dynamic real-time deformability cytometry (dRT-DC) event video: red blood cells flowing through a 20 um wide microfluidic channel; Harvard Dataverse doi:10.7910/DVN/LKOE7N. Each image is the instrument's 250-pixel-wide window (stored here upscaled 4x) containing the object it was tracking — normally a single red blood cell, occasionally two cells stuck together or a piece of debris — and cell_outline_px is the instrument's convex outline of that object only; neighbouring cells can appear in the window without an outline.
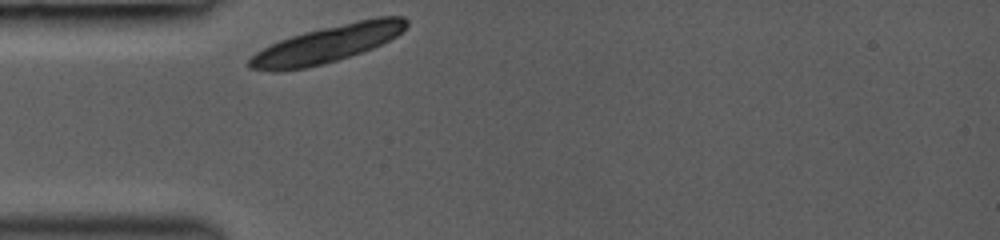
{"species": "common noctule bat (a hibernating species)", "species_latin": "Nyctalus noctula", "temperature_condition": "room temperature", "stored_images_in_passage": 41, "camera_frame_rate_fps": 3000, "um_per_image_px": 0.085, "animal": {"sex": "female", "body_mass_g": 19.0, "forearm_length_mm": 53.3}, "frame": {"image": 1, "passage_image": 1, "time_ms": 0.0, "image_size_px": [1000, 240], "cell_outline_px": [[408, 24], [396, 36], [372, 48], [324, 64], [304, 68], [280, 72], [272, 72], [248, 68], [248, 60], [256, 52], [280, 40], [304, 32], [320, 28], [376, 16], [404, 16], [408, 20]], "centroid_in_image_um": [27.79, 3.74], "position_along_channel_um": 57.2, "area_um2": 33.7}}
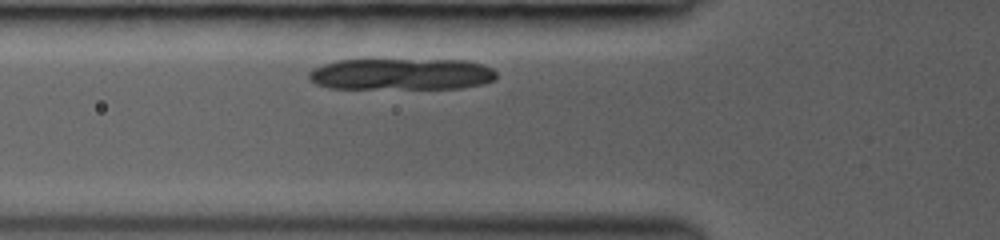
{"frame": {"image": 2, "passage_image": 5, "time_ms": 1.0, "image_size_px": [1000, 240], "cell_outline_px": [[496, 80], [484, 84], [464, 88], [328, 88], [316, 84], [308, 80], [308, 72], [312, 68], [324, 64], [340, 60], [464, 60], [484, 64], [492, 68], [496, 72]], "centroid_in_image_um": [34.14, 6.3], "position_along_channel_um": 91.7, "area_um2": 34.74}}
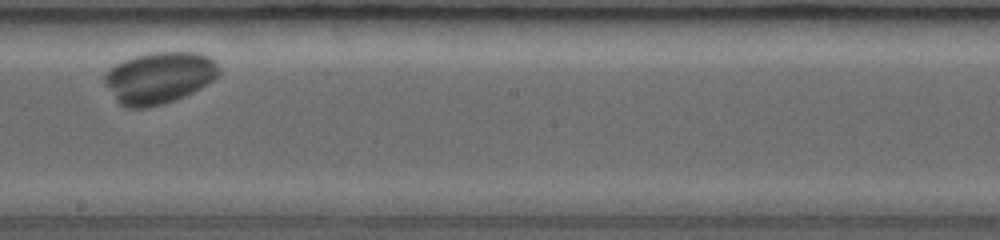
{"frame": {"image": 3, "passage_image": 21, "time_ms": 4.667, "image_size_px": [1000, 240], "cell_outline_px": [[220, 72], [208, 84], [184, 96], [164, 104], [148, 108], [128, 108], [120, 104], [116, 100], [104, 84], [104, 72], [108, 68], [124, 60], [136, 56], [152, 52], [196, 52], [208, 56], [220, 68]], "centroid_in_image_um": [13.49, 6.61], "position_along_channel_um": 234.7, "area_um2": 34.45}}